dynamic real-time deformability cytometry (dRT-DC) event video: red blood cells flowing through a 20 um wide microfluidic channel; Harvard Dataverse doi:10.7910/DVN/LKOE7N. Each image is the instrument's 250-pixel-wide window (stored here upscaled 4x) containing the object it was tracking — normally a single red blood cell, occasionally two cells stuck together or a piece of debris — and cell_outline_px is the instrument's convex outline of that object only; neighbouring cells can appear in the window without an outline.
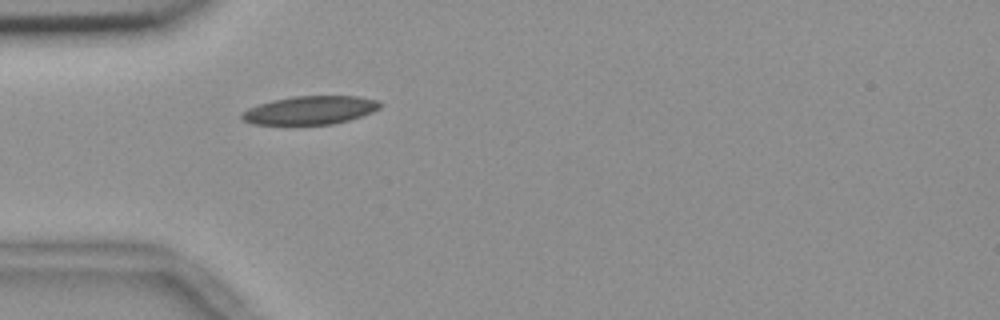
{"species": "common noctule bat (a hibernating species)", "species_latin": "Nyctalus noctula", "temperature_condition": "room temperature", "stored_images_in_passage": 1, "camera_frame_rate_fps": 3000, "um_per_image_px": 0.085, "animal": {"sex": "female", "body_mass_g": 18.4}, "frame": {"image": 1, "passage_image": 1, "time_ms": 0.0, "image_size_px": [1000, 320], "cell_outline_px": [[384, 104], [380, 108], [372, 112], [348, 120], [332, 124], [252, 124], [244, 120], [240, 116], [240, 112], [248, 108], [272, 100], [292, 96], [360, 96], [380, 100]], "centroid_in_image_um": [26.39, 9.35], "position_along_channel_um": 58.6, "area_um2": 22.95}}